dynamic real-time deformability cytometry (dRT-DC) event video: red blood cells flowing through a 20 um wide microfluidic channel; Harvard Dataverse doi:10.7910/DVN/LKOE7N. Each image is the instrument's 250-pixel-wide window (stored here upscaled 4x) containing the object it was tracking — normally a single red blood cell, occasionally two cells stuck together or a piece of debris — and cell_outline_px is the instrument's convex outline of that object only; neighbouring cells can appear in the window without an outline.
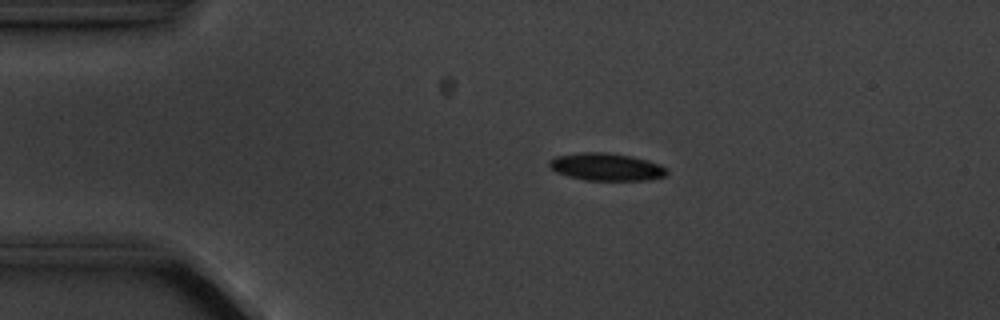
{"species": "common noctule bat (a hibernating species)", "species_latin": "Nyctalus noctula", "temperature_condition": "cold", "stored_images_in_passage": 6, "camera_frame_rate_fps": 3000, "um_per_image_px": 0.085, "animal": {"sex": "male", "body_mass_g": 20.1, "forearm_length_mm": 53.5}, "frame": {"image": 1, "passage_image": 3, "time_ms": 2.333, "image_size_px": [1000, 320], "cell_outline_px": [[668, 172], [664, 176], [648, 180], [584, 180], [568, 176], [556, 172], [548, 164], [548, 160], [556, 156], [580, 152], [608, 152], [632, 156], [648, 160], [660, 164], [668, 168]], "centroid_in_image_um": [51.55, 14.18], "position_along_channel_um": 33.5, "area_um2": 19.02}}
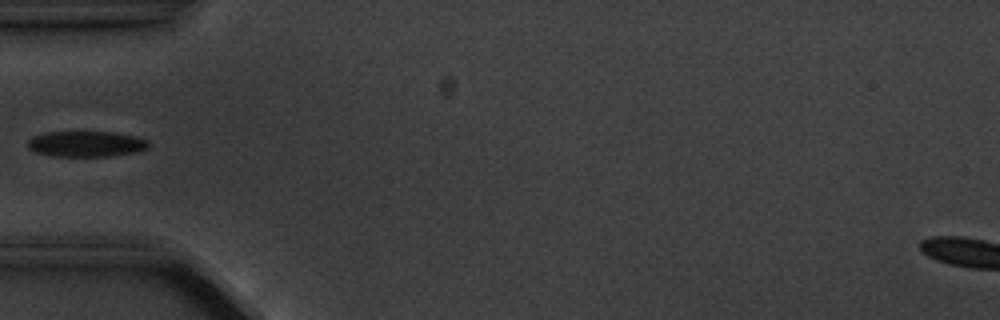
{"frame": {"image": 2, "passage_image": 5, "time_ms": 4.667, "image_size_px": [1000, 320], "cell_outline_px": [[148, 148], [136, 152], [108, 156], [52, 156], [36, 152], [28, 148], [28, 140], [32, 136], [48, 132], [112, 132], [136, 136], [148, 140]], "centroid_in_image_um": [7.32, 12.23], "position_along_channel_um": 77.7, "area_um2": 18.03}}